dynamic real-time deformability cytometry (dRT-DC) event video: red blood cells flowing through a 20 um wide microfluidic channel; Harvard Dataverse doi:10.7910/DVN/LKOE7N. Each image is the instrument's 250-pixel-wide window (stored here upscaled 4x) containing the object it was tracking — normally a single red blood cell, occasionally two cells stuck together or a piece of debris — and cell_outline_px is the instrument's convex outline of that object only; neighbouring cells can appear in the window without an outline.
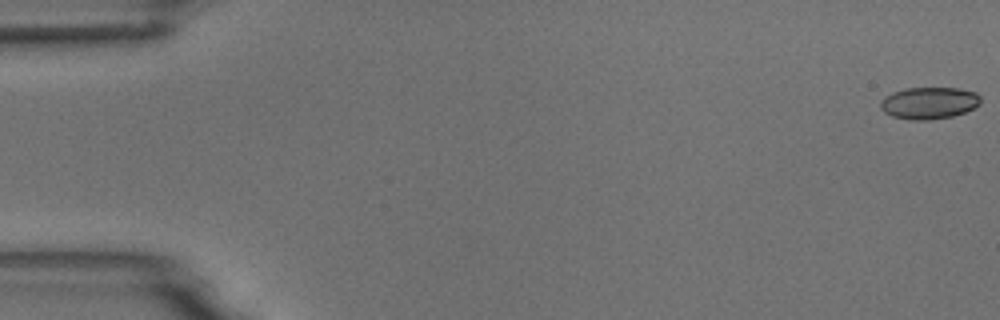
{"species": "common noctule bat (a hibernating species)", "species_latin": "Nyctalus noctula", "temperature_condition": "room temperature", "stored_images_in_passage": 10, "camera_frame_rate_fps": 3000, "um_per_image_px": 0.085, "animal": {"sex": "male", "body_mass_g": 18.8}, "frame": {"image": 1, "passage_image": 1, "time_ms": 0.0, "image_size_px": [1000, 320], "cell_outline_px": [[980, 104], [964, 112], [952, 116], [928, 120], [912, 120], [892, 116], [884, 112], [880, 108], [880, 100], [884, 96], [892, 92], [904, 88], [960, 88], [976, 92], [980, 96]], "centroid_in_image_um": [78.94, 8.74], "position_along_channel_um": 6.1, "area_um2": 18.73}}
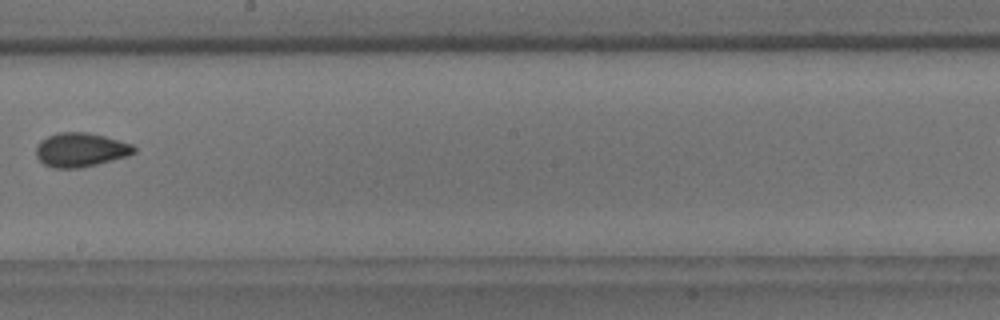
{"frame": {"image": 2, "passage_image": 9, "time_ms": 10.333, "image_size_px": [1000, 320], "cell_outline_px": [[136, 152], [128, 156], [80, 168], [52, 168], [44, 164], [36, 156], [36, 148], [40, 140], [48, 136], [60, 132], [88, 132], [104, 136], [132, 144], [136, 148]], "centroid_in_image_um": [6.85, 12.73], "position_along_channel_um": 241.4, "area_um2": 19.42}}
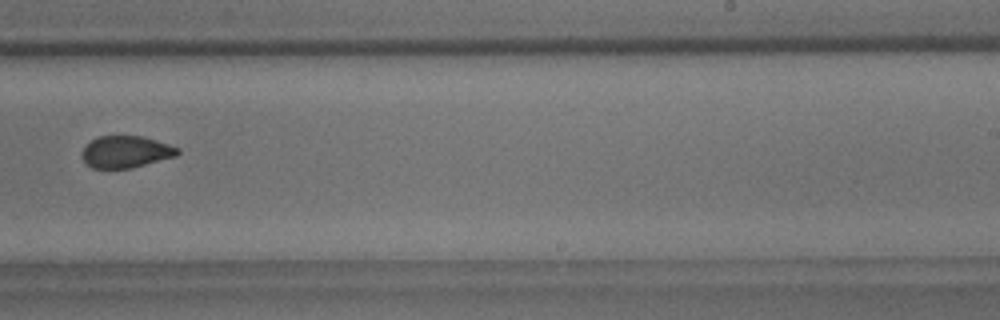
{"frame": {"image": 3, "passage_image": 10, "time_ms": 11.333, "image_size_px": [1000, 320], "cell_outline_px": [[180, 152], [176, 156], [132, 168], [92, 168], [84, 160], [84, 148], [92, 140], [100, 136], [140, 136], [168, 144], [180, 148]], "centroid_in_image_um": [10.74, 12.91], "position_along_channel_um": 278.3, "area_um2": 17.4}}